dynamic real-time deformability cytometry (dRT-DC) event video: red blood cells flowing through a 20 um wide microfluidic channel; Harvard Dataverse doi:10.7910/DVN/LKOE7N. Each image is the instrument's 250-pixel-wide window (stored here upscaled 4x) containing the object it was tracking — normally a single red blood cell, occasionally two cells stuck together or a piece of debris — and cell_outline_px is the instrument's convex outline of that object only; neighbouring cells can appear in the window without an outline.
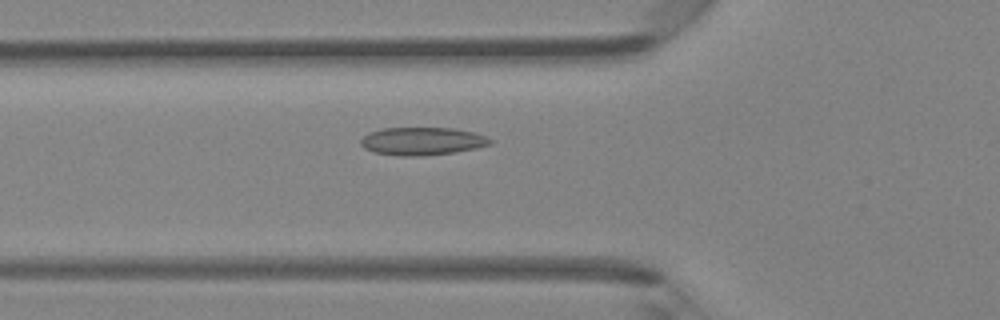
{"species": "Egyptian fruit bat (a non-hibernating species)", "species_latin": "Rousettus aegyptiacus", "temperature_condition": "room temperature", "stored_images_in_passage": 41, "camera_frame_rate_fps": 3000, "um_per_image_px": 0.085, "animal": {"sex": "female"}, "frame": {"image": 1, "passage_image": 10, "time_ms": 3.0, "image_size_px": [1000, 320], "cell_outline_px": [[492, 144], [476, 148], [452, 152], [420, 156], [400, 156], [376, 152], [364, 148], [360, 144], [360, 140], [368, 132], [384, 128], [452, 128], [476, 132], [492, 140]], "centroid_in_image_um": [35.88, 11.99], "position_along_channel_um": 89.9, "area_um2": 20.92}}
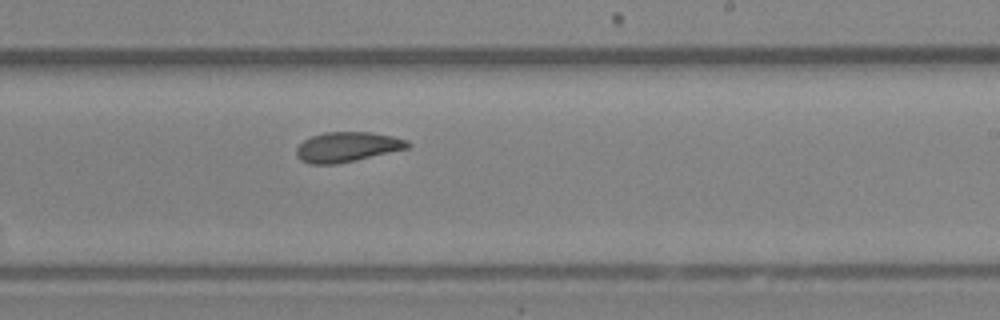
{"frame": {"image": 2, "passage_image": 22, "time_ms": 7.0, "image_size_px": [1000, 320], "cell_outline_px": [[412, 144], [408, 148], [356, 160], [336, 164], [312, 164], [300, 160], [296, 156], [296, 148], [304, 140], [312, 136], [324, 132], [372, 132], [392, 136], [408, 140]], "centroid_in_image_um": [29.51, 12.49], "position_along_channel_um": 259.5, "area_um2": 19.42}}
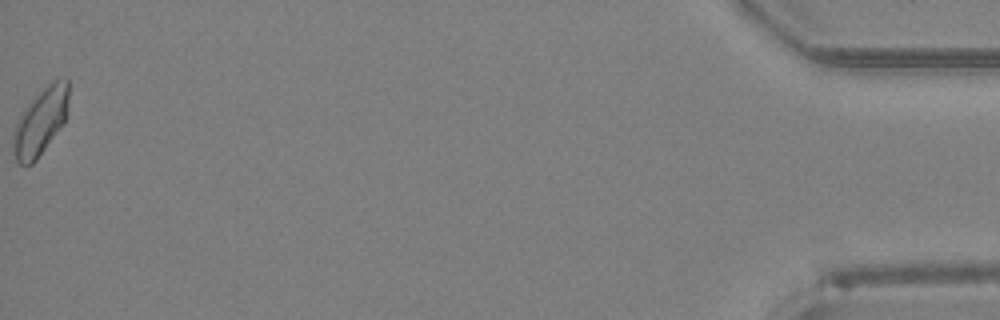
{"frame": {"image": 3, "passage_image": 41, "time_ms": 13.333, "image_size_px": [1000, 320], "cell_outline_px": [[68, 112], [64, 124], [36, 160], [32, 164], [24, 168], [16, 160], [12, 152], [12, 132], [24, 108], [52, 80], [68, 80]], "centroid_in_image_um": [3.42, 10.4], "position_along_channel_um": 431.8, "area_um2": 21.73}, "authors_computed_cell_mechanics": {"area_um2": 19.7098, "velocity_mm_per_s": 4.2611, "shape_relaxation_time_tau1_ms": null, "shape_relaxation_time_tau2_ms": 1.9534, "deformation_change_tau1": null, "deformation_change_tau2": 0.0704}}